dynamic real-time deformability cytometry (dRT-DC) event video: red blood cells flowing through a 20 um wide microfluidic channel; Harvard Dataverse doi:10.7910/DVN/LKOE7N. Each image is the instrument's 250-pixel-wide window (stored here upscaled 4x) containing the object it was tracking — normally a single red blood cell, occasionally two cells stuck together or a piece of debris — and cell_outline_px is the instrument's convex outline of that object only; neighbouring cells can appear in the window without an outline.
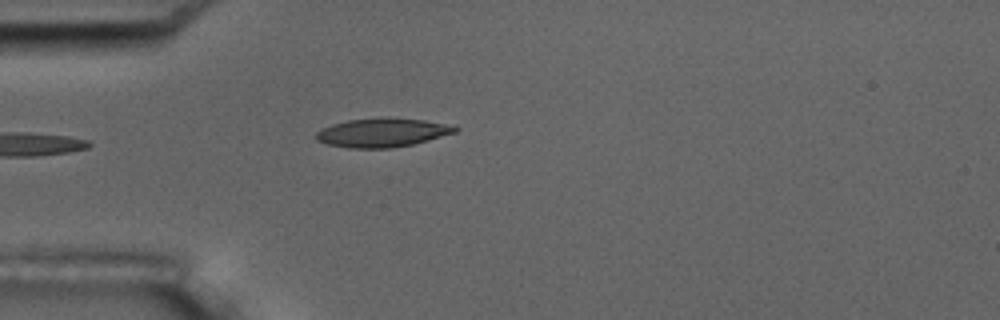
{"species": "common noctule bat (a hibernating species)", "species_latin": "Nyctalus noctula", "temperature_condition": "room temperature", "stored_images_in_passage": 5, "camera_frame_rate_fps": 3000, "um_per_image_px": 0.085, "animal": {"sex": "male", "body_mass_g": 17.5, "forearm_length_mm": 52.3}, "frame": {"image": 1, "passage_image": 5, "time_ms": 4.667, "image_size_px": [1000, 320], "cell_outline_px": [[460, 128], [456, 132], [428, 140], [412, 144], [388, 148], [348, 148], [328, 144], [316, 140], [316, 132], [320, 128], [332, 124], [348, 120], [380, 116], [388, 116], [424, 120], [444, 124]], "centroid_in_image_um": [32.45, 11.25], "position_along_channel_um": 52.6, "area_um2": 23.52}}